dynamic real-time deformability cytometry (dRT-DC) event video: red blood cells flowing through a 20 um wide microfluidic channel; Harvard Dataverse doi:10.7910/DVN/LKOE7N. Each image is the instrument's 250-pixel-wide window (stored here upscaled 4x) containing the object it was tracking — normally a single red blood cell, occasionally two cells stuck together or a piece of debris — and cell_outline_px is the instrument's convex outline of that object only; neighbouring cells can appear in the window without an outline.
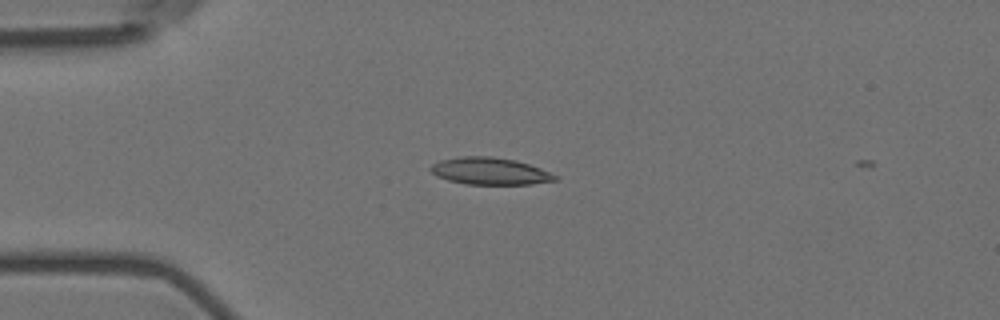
{"species": "Egyptian fruit bat (a non-hibernating species)", "species_latin": "Rousettus aegyptiacus", "temperature_condition": "room temperature", "stored_images_in_passage": 4, "camera_frame_rate_fps": 3000, "um_per_image_px": 0.085, "animal": {"sex": "female"}, "frame": {"image": 1, "passage_image": 1, "time_ms": 0.0, "image_size_px": [1000, 320], "cell_outline_px": [[560, 180], [532, 184], [464, 184], [448, 180], [436, 176], [428, 168], [432, 164], [440, 160], [456, 156], [492, 156], [516, 160], [540, 168], [560, 176]], "centroid_in_image_um": [41.65, 14.54], "position_along_channel_um": 43.3, "area_um2": 19.94}}